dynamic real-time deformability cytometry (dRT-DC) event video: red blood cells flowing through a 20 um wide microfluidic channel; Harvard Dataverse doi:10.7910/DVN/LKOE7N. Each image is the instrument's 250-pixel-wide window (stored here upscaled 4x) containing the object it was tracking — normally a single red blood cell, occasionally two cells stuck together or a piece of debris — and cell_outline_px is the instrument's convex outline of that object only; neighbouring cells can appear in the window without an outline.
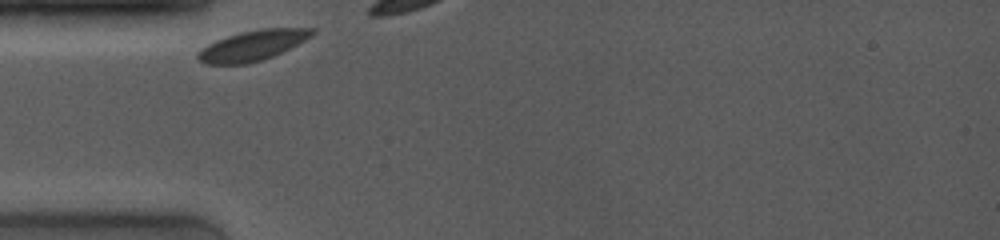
{"species": "common noctule bat (a hibernating species)", "species_latin": "Nyctalus noctula", "temperature_condition": "room temperature", "stored_images_in_passage": 6, "camera_frame_rate_fps": 4000, "um_per_image_px": 0.085, "animal": {"sex": "female", "body_mass_g": 19.0, "forearm_length_mm": 53.3}, "frame": {"image": 1, "passage_image": 1, "time_ms": 0.0, "image_size_px": [1000, 240], "cell_outline_px": [[316, 32], [312, 36], [272, 56], [260, 60], [244, 64], [204, 64], [196, 60], [196, 52], [208, 44], [216, 40], [240, 32], [260, 28], [316, 28]], "centroid_in_image_um": [21.42, 3.86], "position_along_channel_um": 63.6, "area_um2": 20.06}}